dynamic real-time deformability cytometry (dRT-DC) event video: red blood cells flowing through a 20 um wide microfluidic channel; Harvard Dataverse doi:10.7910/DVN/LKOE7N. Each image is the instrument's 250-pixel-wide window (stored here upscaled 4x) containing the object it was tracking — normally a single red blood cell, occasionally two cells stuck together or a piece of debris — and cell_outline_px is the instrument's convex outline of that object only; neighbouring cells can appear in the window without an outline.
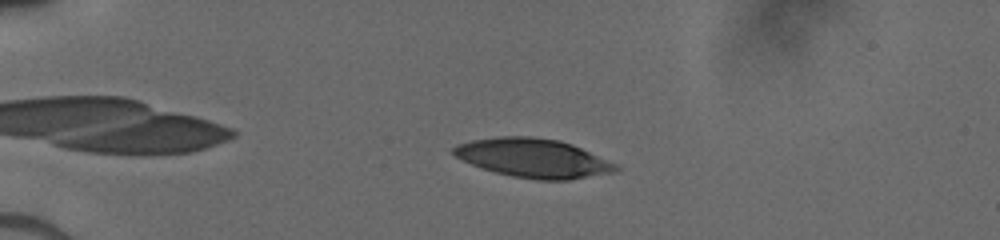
{"species": "human", "species_latin": "Homo sapiens", "temperature_condition": "cold", "stored_images_in_passage": 46, "camera_frame_rate_fps": 3000, "um_per_image_px": 0.085, "donor": {"sex": "male"}, "frame": {"image": 1, "passage_image": 8, "time_ms": 2.333, "image_size_px": [1000, 240], "cell_outline_px": [[620, 168], [616, 172], [568, 180], [536, 180], [512, 176], [496, 172], [472, 164], [456, 156], [452, 152], [452, 148], [456, 144], [472, 140], [500, 136], [532, 136], [560, 140], [572, 144], [616, 164]], "centroid_in_image_um": [45.34, 13.43], "position_along_channel_um": 39.7, "area_um2": 36.65}}
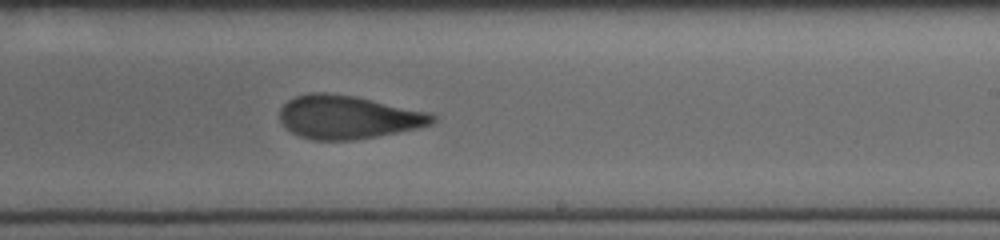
{"frame": {"image": 2, "passage_image": 28, "time_ms": 9.0, "image_size_px": [1000, 240], "cell_outline_px": [[436, 120], [432, 124], [416, 128], [376, 136], [352, 140], [312, 140], [300, 136], [292, 132], [280, 120], [280, 108], [288, 100], [296, 96], [308, 92], [328, 92], [356, 96], [428, 112], [436, 116]], "centroid_in_image_um": [29.56, 9.94], "position_along_channel_um": 259.4, "area_um2": 38.44}}
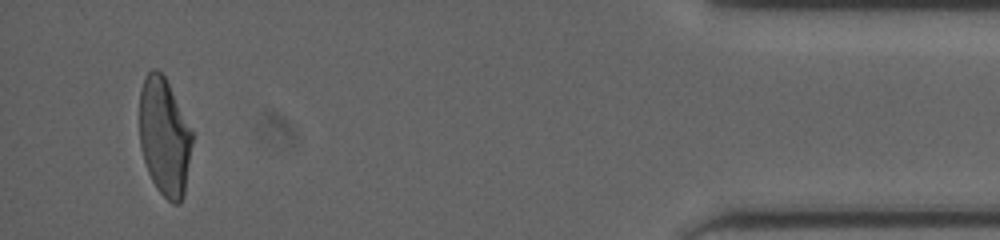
{"frame": {"image": 3, "passage_image": 44, "time_ms": 14.333, "image_size_px": [1000, 240], "cell_outline_px": [[192, 144], [184, 196], [180, 204], [172, 204], [156, 188], [148, 172], [144, 160], [140, 144], [140, 88], [144, 76], [152, 68], [156, 68], [164, 76], [192, 132]], "centroid_in_image_um": [13.96, 11.65], "position_along_channel_um": 421.2, "area_um2": 35.95}}